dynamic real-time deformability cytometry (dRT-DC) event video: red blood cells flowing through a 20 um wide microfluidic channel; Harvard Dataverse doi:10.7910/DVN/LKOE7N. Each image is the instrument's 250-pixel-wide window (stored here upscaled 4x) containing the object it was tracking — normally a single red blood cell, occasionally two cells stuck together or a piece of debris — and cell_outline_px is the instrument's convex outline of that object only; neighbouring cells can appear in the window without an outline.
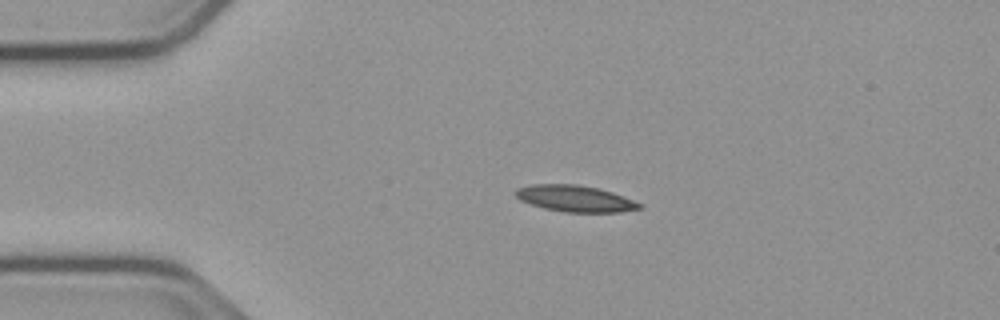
{"species": "common noctule bat (a hibernating species)", "species_latin": "Nyctalus noctula", "temperature_condition": "cold", "stored_images_in_passage": 41, "camera_frame_rate_fps": 3000, "um_per_image_px": 0.085, "animal": {"sex": "male", "body_mass_g": 23.1, "forearm_length_mm": 52.7}, "frame": {"image": 1, "passage_image": 1, "time_ms": 0.0, "image_size_px": [1000, 320], "cell_outline_px": [[644, 208], [620, 212], [564, 212], [544, 208], [520, 200], [512, 192], [516, 188], [532, 184], [576, 184], [596, 188], [612, 192], [644, 204]], "centroid_in_image_um": [48.89, 16.88], "position_along_channel_um": 36.1, "area_um2": 19.13}}
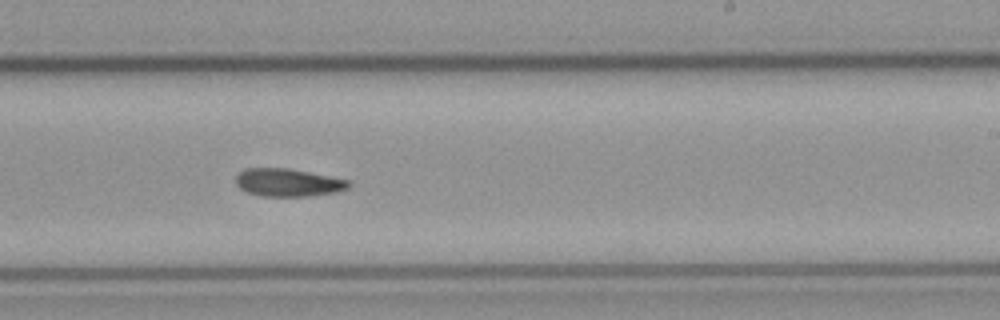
{"frame": {"image": 2, "passage_image": 22, "time_ms": 7.0, "image_size_px": [1000, 320], "cell_outline_px": [[352, 184], [348, 188], [336, 192], [308, 196], [264, 196], [244, 192], [236, 184], [236, 176], [244, 168], [288, 168], [348, 180]], "centroid_in_image_um": [24.45, 15.52], "position_along_channel_um": 264.5, "area_um2": 18.26}}
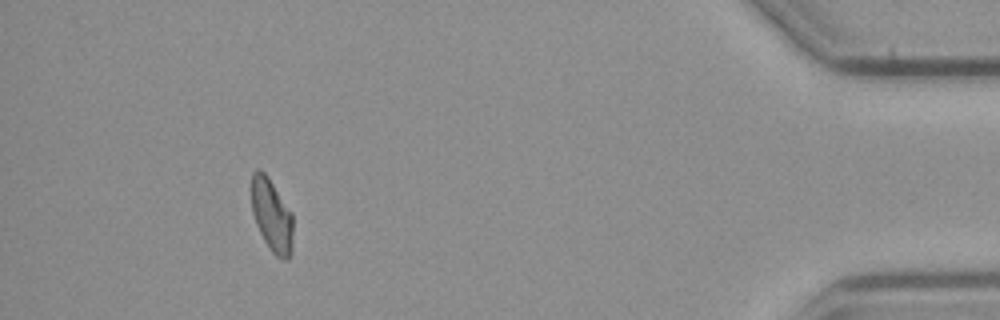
{"frame": {"image": 3, "passage_image": 39, "time_ms": 12.667, "image_size_px": [1000, 320], "cell_outline_px": [[292, 252], [288, 260], [284, 260], [276, 256], [272, 252], [264, 240], [256, 224], [252, 212], [252, 172], [256, 168], [260, 168], [268, 176], [292, 212]], "centroid_in_image_um": [23.1, 18.29], "position_along_channel_um": 412.1, "area_um2": 17.74}}